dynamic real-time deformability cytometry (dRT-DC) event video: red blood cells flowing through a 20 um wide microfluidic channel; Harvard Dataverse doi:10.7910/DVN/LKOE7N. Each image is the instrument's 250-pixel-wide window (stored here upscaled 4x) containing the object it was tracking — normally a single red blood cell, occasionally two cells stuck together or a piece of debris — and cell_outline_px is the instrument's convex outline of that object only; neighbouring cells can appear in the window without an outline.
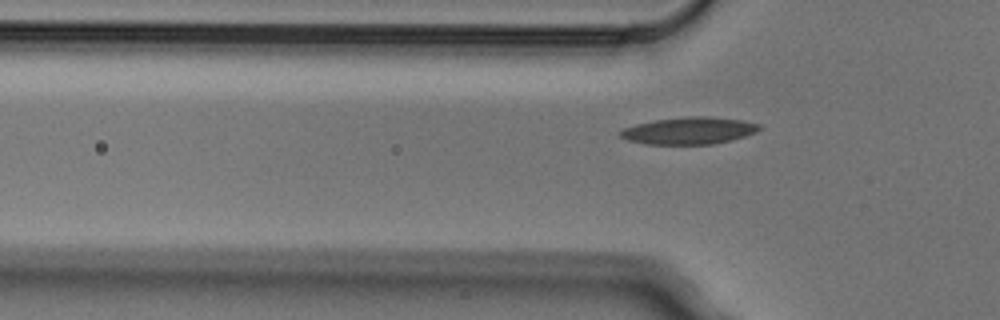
{"species": "Egyptian fruit bat (a non-hibernating species)", "species_latin": "Rousettus aegyptiacus", "temperature_condition": "cold", "stored_images_in_passage": 6, "segment_of_instrument_passage": [2, 2], "camera_frame_rate_fps": 3000, "um_per_image_px": 0.085, "animal": {"sex": "male"}, "frame": {"image": 1, "passage_image": 6, "time_ms": 1.667, "image_size_px": [1000, 320], "cell_outline_px": [[760, 128], [756, 132], [732, 140], [712, 144], [648, 144], [628, 140], [620, 136], [616, 132], [624, 128], [636, 124], [656, 120], [688, 116], [708, 116], [744, 120], [760, 124]], "centroid_in_image_um": [58.57, 11.1], "position_along_channel_um": 67.2, "area_um2": 21.91}}